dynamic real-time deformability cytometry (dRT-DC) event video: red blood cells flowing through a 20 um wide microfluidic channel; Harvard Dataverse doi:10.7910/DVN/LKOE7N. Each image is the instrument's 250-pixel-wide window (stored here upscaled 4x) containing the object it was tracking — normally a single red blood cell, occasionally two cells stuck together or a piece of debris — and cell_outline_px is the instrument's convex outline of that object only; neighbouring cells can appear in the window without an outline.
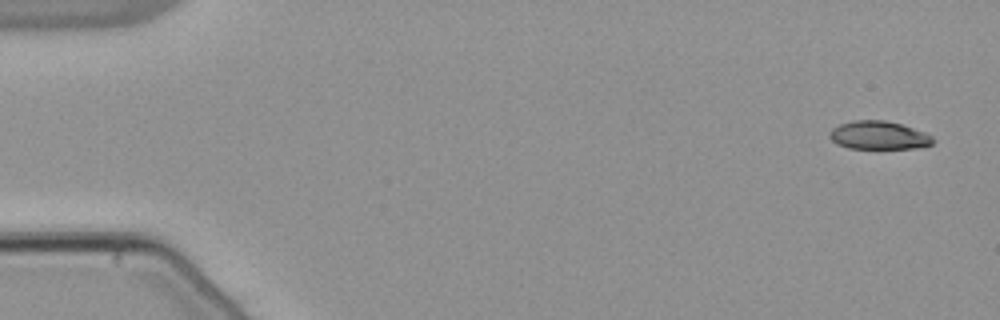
{"species": "common noctule bat (a hibernating species)", "species_latin": "Nyctalus noctula", "temperature_condition": "warm", "stored_images_in_passage": 53, "camera_frame_rate_fps": 3000, "um_per_image_px": 0.085, "animal": {"sex": "male", "body_mass_g": 21.5, "forearm_length_mm": 52.0}, "frame": {"image": 1, "passage_image": 1, "time_ms": 0.0, "image_size_px": [1000, 320], "cell_outline_px": [[936, 140], [932, 144], [916, 148], [848, 148], [836, 144], [828, 136], [828, 132], [832, 128], [840, 124], [852, 120], [884, 120], [900, 124], [924, 132], [932, 136]], "centroid_in_image_um": [74.66, 11.5], "position_along_channel_um": 10.3, "area_um2": 17.05}}
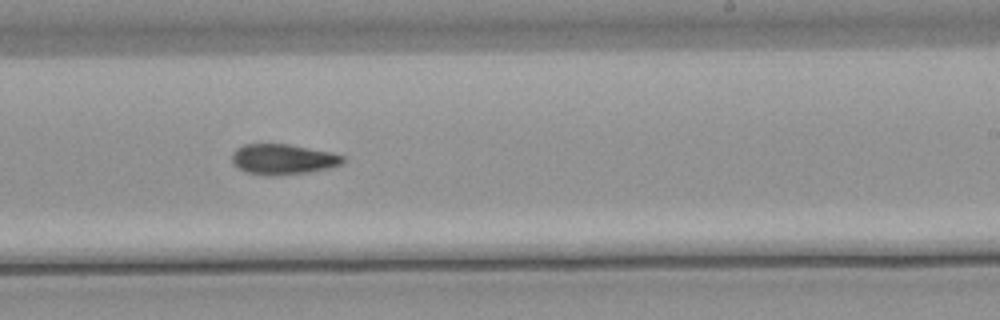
{"frame": {"image": 2, "passage_image": 32, "time_ms": 10.333, "image_size_px": [1000, 320], "cell_outline_px": [[344, 160], [340, 164], [328, 168], [308, 172], [272, 176], [264, 176], [248, 172], [236, 168], [232, 164], [232, 152], [236, 148], [244, 144], [288, 144], [332, 152], [344, 156]], "centroid_in_image_um": [24.0, 13.54], "position_along_channel_um": 265.0, "area_um2": 19.77}}
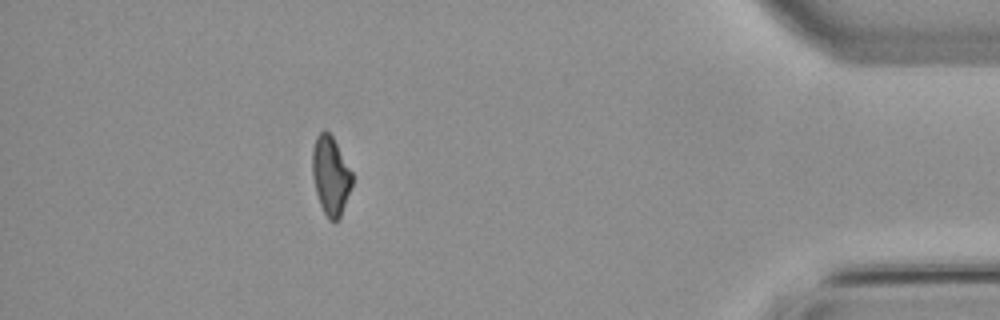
{"frame": {"image": 3, "passage_image": 47, "time_ms": 15.333, "image_size_px": [1000, 320], "cell_outline_px": [[352, 184], [340, 216], [336, 220], [328, 220], [320, 204], [316, 192], [312, 176], [312, 148], [316, 136], [320, 132], [328, 132], [332, 136], [352, 172]], "centroid_in_image_um": [28.08, 14.91], "position_along_channel_um": 407.1, "area_um2": 17.92}}